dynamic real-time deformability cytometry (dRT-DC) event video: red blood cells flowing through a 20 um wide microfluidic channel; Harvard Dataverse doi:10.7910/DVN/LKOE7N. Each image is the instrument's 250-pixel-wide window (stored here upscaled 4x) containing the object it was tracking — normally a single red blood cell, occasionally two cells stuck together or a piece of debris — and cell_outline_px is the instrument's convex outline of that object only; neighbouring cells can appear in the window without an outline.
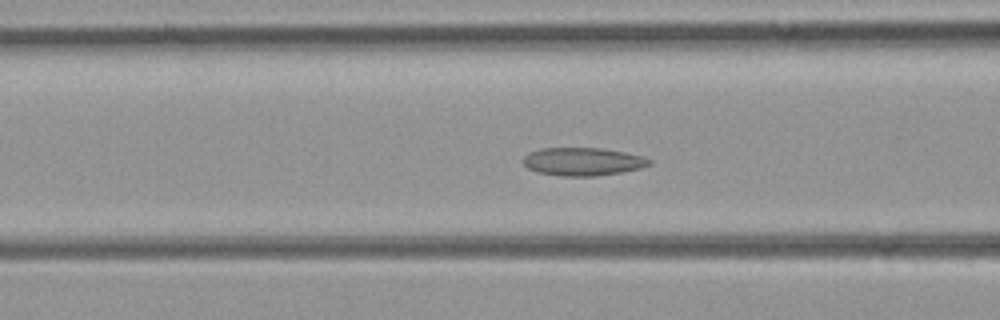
{"species": "common noctule bat (a hibernating species)", "species_latin": "Nyctalus noctula", "temperature_condition": "room temperature", "stored_images_in_passage": 41, "camera_frame_rate_fps": 3000, "um_per_image_px": 0.085, "animal": {"sex": "female", "body_mass_g": 21.9}, "frame": {"image": 1, "passage_image": 9, "time_ms": 2.667, "image_size_px": [1000, 320], "cell_outline_px": [[652, 164], [640, 168], [620, 172], [596, 176], [560, 176], [536, 172], [528, 168], [520, 160], [528, 152], [540, 148], [600, 148], [624, 152], [644, 156], [652, 160]], "centroid_in_image_um": [49.51, 13.73], "position_along_channel_um": 117.1, "area_um2": 20.81}}
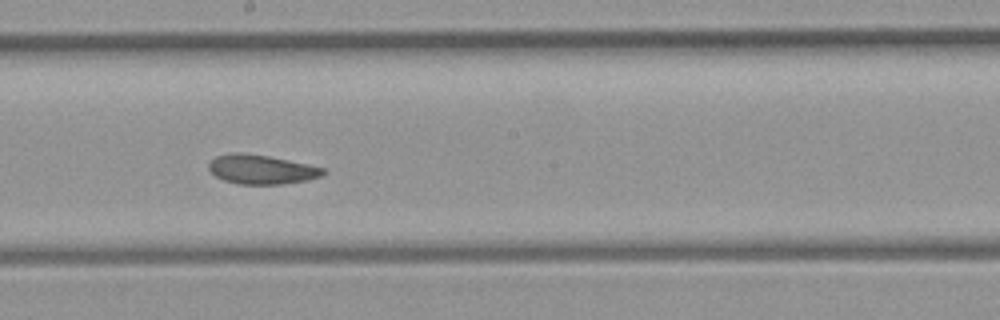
{"frame": {"image": 2, "passage_image": 17, "time_ms": 5.333, "image_size_px": [1000, 320], "cell_outline_px": [[324, 172], [320, 176], [308, 180], [284, 184], [240, 184], [224, 180], [216, 176], [208, 168], [208, 164], [216, 156], [232, 152], [240, 152], [268, 156], [308, 164], [324, 168]], "centroid_in_image_um": [22.2, 14.4], "position_along_channel_um": 226.0, "area_um2": 19.36}}
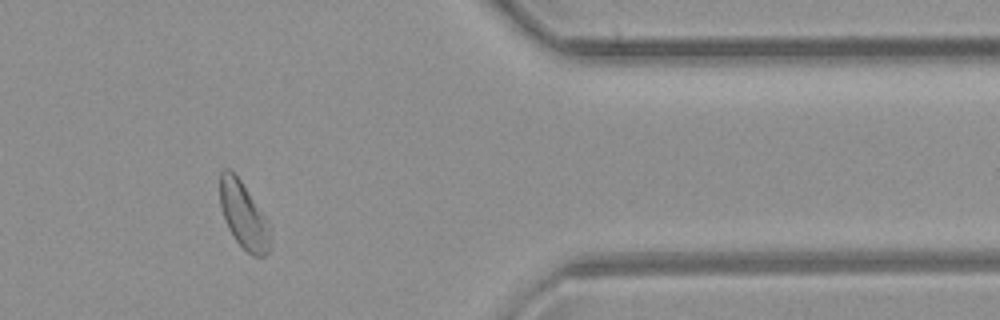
{"frame": {"image": 3, "passage_image": 31, "time_ms": 10.0, "image_size_px": [1000, 320], "cell_outline_px": [[272, 248], [264, 256], [252, 256], [236, 240], [228, 228], [224, 220], [220, 204], [220, 172], [224, 168], [228, 168], [240, 180], [272, 224]], "centroid_in_image_um": [20.77, 18.34], "position_along_channel_um": 390.6, "area_um2": 20.0}}